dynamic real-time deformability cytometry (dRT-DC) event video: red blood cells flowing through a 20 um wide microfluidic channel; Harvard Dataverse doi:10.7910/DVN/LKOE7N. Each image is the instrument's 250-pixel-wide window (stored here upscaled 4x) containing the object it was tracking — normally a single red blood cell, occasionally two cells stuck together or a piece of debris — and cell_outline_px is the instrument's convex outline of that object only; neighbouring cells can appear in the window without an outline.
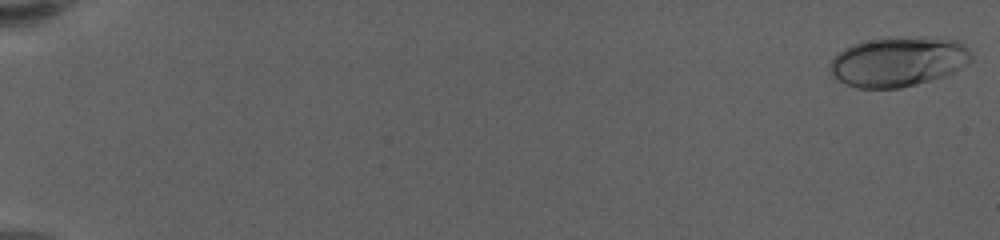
{"species": "human", "species_latin": "Homo sapiens", "temperature_condition": "warm", "stored_images_in_passage": 61, "camera_frame_rate_fps": 3000, "um_per_image_px": 0.085, "donor": {"sex": "female"}, "frame": {"image": 1, "passage_image": 1, "time_ms": 0.0, "image_size_px": [1000, 240], "cell_outline_px": [[972, 60], [952, 72], [944, 76], [916, 84], [900, 88], [856, 88], [840, 80], [832, 72], [828, 64], [844, 48], [852, 44], [872, 40], [960, 40], [968, 48], [972, 56]], "centroid_in_image_um": [76.34, 5.29], "position_along_channel_um": 8.7, "area_um2": 39.3}}
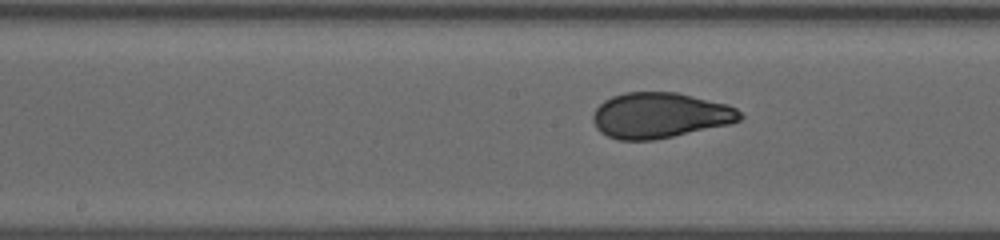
{"frame": {"image": 2, "passage_image": 34, "time_ms": 11.0, "image_size_px": [1000, 240], "cell_outline_px": [[744, 116], [740, 120], [728, 124], [656, 140], [620, 140], [608, 136], [600, 132], [596, 128], [592, 120], [592, 116], [596, 108], [604, 100], [612, 96], [624, 92], [676, 92], [728, 104], [736, 108]], "centroid_in_image_um": [56.07, 9.8], "position_along_channel_um": 192.1, "area_um2": 39.07}}
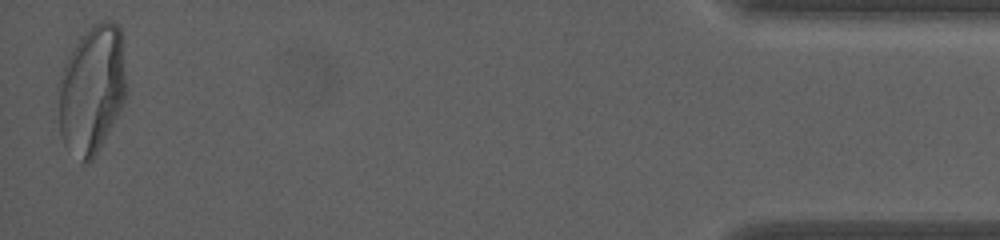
{"frame": {"image": 3, "passage_image": 61, "time_ms": 20.0, "image_size_px": [1000, 240], "cell_outline_px": [[124, 100], [112, 124], [92, 160], [88, 164], [80, 164], [64, 144], [60, 136], [56, 84], [68, 56], [76, 44], [92, 24], [104, 20], [108, 20], [116, 24], [120, 28], [124, 72]], "centroid_in_image_um": [7.73, 7.66], "position_along_channel_um": 427.5, "area_um2": 50.58}, "authors_computed_cell_mechanics": {"area_um2": 39.1306, "velocity_mm_per_s": 3.4618, "shape_relaxation_time_tau1_ms": 5.0469, "shape_relaxation_time_tau2_ms": null, "deformation_change_tau1": 0.1981, "deformation_change_tau2": null}}